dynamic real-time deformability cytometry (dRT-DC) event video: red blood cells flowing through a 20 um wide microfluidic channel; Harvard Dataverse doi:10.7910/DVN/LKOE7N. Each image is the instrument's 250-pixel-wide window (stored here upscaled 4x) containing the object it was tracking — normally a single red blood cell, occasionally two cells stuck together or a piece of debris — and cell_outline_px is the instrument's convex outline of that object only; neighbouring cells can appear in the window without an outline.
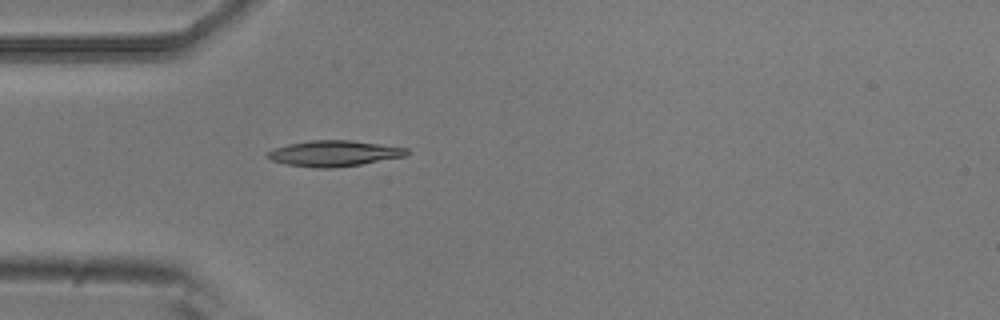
{"species": "common noctule bat (a hibernating species)", "species_latin": "Nyctalus noctula", "temperature_condition": "room temperature", "stored_images_in_passage": 5, "camera_frame_rate_fps": 3000, "um_per_image_px": 0.085, "animal": {"sex": "male", "body_mass_g": 20.5, "forearm_length_mm": 52.5}, "frame": {"image": 1, "passage_image": 5, "time_ms": 1.333, "image_size_px": [1000, 320], "cell_outline_px": [[408, 152], [404, 156], [360, 164], [332, 168], [316, 168], [284, 164], [272, 160], [268, 156], [268, 152], [272, 148], [288, 144], [312, 140], [352, 140], [408, 148]], "centroid_in_image_um": [28.36, 13.03], "position_along_channel_um": 56.6, "area_um2": 20.75}}